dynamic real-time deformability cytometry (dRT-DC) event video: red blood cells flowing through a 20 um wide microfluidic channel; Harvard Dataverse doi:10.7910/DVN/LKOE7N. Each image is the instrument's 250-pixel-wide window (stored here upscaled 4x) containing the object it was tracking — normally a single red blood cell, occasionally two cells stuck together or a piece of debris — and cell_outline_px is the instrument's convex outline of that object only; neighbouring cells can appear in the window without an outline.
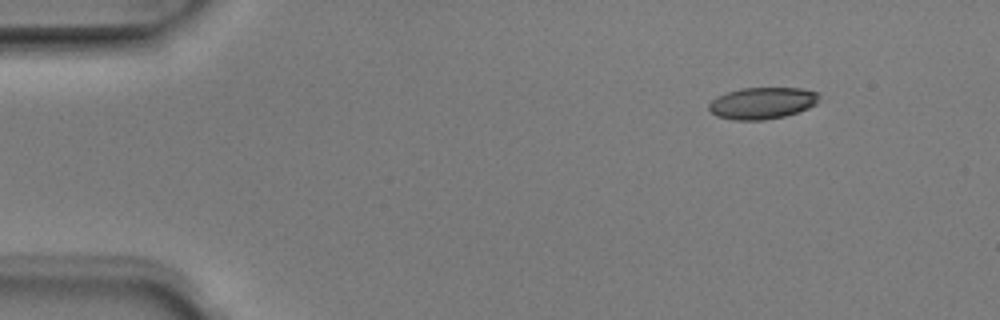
{"species": "Egyptian fruit bat (a non-hibernating species)", "species_latin": "Rousettus aegyptiacus", "temperature_condition": "room temperature", "stored_images_in_passage": 4, "camera_frame_rate_fps": 3000, "um_per_image_px": 0.085, "animal": {"sex": "male"}, "frame": {"image": 1, "passage_image": 1, "time_ms": 0.0, "image_size_px": [1000, 320], "cell_outline_px": [[820, 96], [816, 104], [808, 108], [784, 116], [764, 120], [732, 120], [716, 116], [708, 108], [708, 104], [716, 96], [740, 88], [800, 88], [820, 92]], "centroid_in_image_um": [64.79, 8.76], "position_along_channel_um": 20.2, "area_um2": 20.46}}